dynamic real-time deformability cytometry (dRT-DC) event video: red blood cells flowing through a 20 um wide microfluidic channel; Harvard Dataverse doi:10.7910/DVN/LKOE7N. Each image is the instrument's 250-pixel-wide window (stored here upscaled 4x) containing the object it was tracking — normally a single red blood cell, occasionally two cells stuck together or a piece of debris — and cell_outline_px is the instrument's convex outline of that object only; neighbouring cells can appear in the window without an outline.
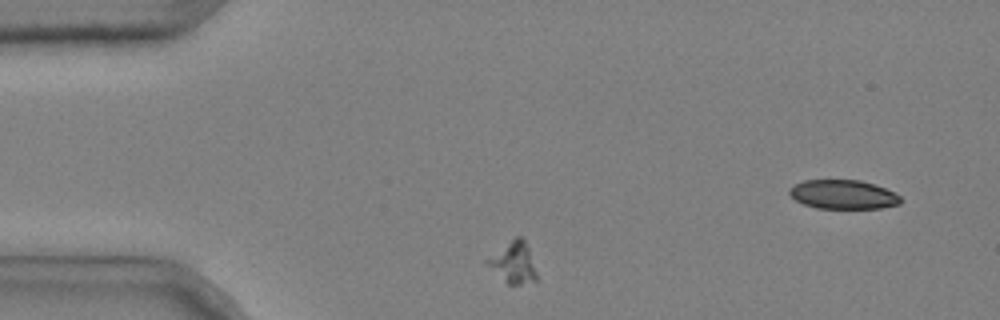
{"species": "common noctule bat (a hibernating species)", "species_latin": "Nyctalus noctula", "temperature_condition": "cold", "stored_images_in_passage": 4, "camera_frame_rate_fps": 3000, "um_per_image_px": 0.085, "animal": {"sex": "male", "body_mass_g": 20.4}, "frame": {"image": 1, "passage_image": 1, "time_ms": 0.0, "image_size_px": [1000, 320], "cell_outline_px": [[536, 280], [516, 284], [508, 284], [484, 260], [516, 236], [520, 236], [524, 240], [528, 248], [536, 272]], "centroid_in_image_um": [43.64, 22.29], "position_along_channel_um": 41.4, "area_um2": 11.21}}